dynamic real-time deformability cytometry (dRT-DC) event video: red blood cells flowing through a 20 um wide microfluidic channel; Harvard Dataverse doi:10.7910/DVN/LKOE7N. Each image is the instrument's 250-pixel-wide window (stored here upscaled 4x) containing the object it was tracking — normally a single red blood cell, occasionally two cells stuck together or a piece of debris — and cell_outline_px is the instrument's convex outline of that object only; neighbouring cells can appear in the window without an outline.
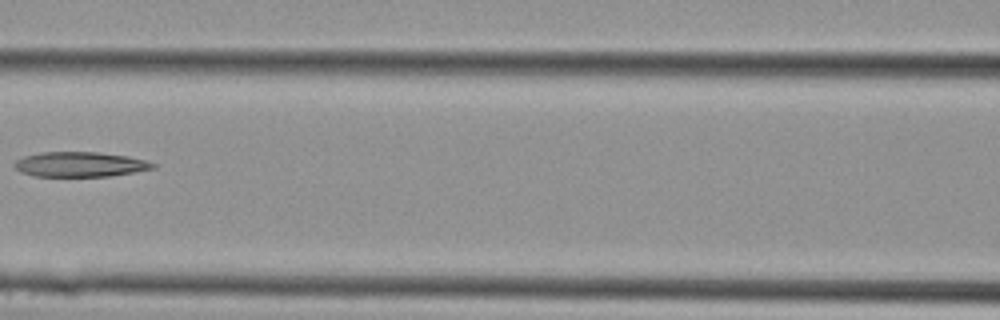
{"species": "Egyptian fruit bat (a non-hibernating species)", "species_latin": "Rousettus aegyptiacus", "temperature_condition": "cold", "stored_images_in_passage": 26, "camera_frame_rate_fps": 3000, "um_per_image_px": 0.085, "animal": {"sex": "female"}, "frame": {"image": 1, "passage_image": 12, "time_ms": 3.667, "image_size_px": [1000, 320], "cell_outline_px": [[156, 168], [108, 176], [32, 176], [20, 172], [12, 164], [16, 160], [24, 156], [40, 152], [100, 152], [128, 156], [144, 160], [156, 164]], "centroid_in_image_um": [6.77, 13.96], "position_along_channel_um": 159.8, "area_um2": 20.11}}
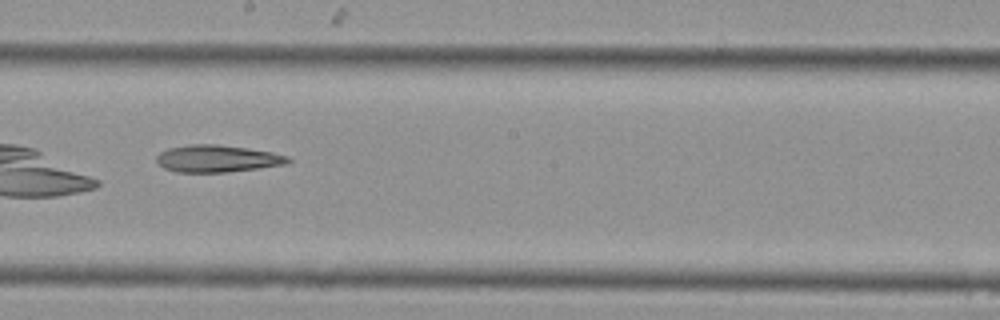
{"frame": {"image": 2, "passage_image": 15, "time_ms": 4.667, "image_size_px": [1000, 320], "cell_outline_px": [[292, 160], [288, 164], [224, 172], [176, 172], [164, 168], [156, 160], [156, 156], [160, 152], [168, 148], [192, 144], [216, 144], [248, 148], [272, 152], [288, 156]], "centroid_in_image_um": [18.47, 13.47], "position_along_channel_um": 229.7, "area_um2": 20.69}}
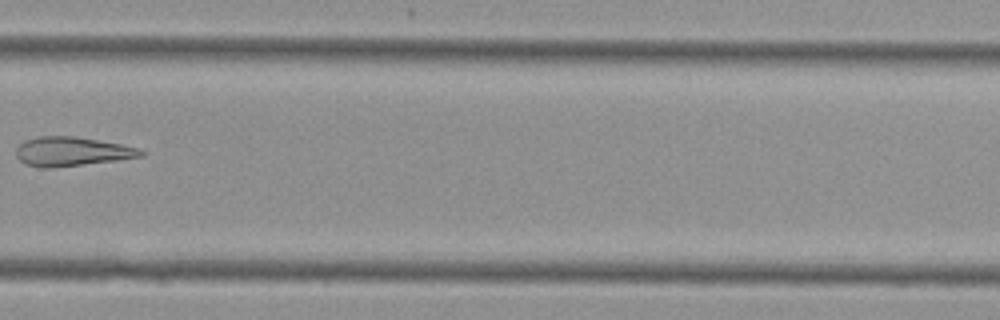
{"frame": {"image": 3, "passage_image": 19, "time_ms": 6.0, "image_size_px": [1000, 320], "cell_outline_px": [[144, 156], [116, 160], [48, 168], [44, 168], [24, 164], [16, 156], [16, 148], [24, 140], [40, 136], [72, 136], [120, 144], [136, 148], [144, 152]], "centroid_in_image_um": [6.04, 12.88], "position_along_channel_um": 323.8, "area_um2": 20.81}}